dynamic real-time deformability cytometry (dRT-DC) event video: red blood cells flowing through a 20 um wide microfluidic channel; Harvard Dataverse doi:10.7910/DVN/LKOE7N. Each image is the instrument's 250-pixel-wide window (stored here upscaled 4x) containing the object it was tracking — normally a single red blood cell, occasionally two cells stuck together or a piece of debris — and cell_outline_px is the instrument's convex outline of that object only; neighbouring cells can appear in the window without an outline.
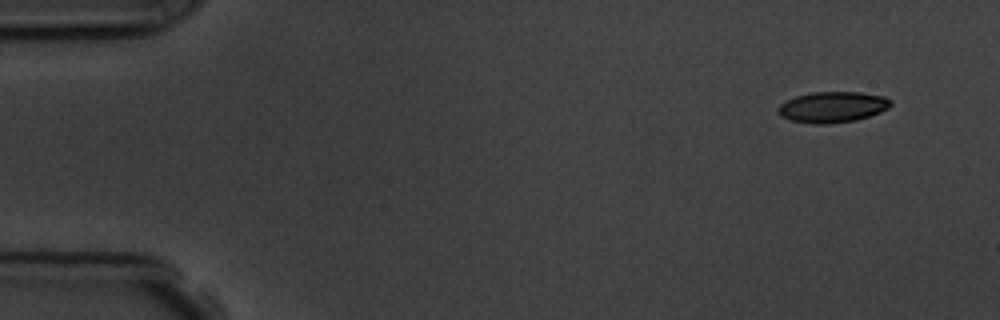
{"species": "common noctule bat (a hibernating species)", "species_latin": "Nyctalus noctula", "temperature_condition": "room temperature", "stored_images_in_passage": 8, "camera_frame_rate_fps": 3000, "um_per_image_px": 0.085, "animal": {"sex": "male", "body_mass_g": 19.5, "forearm_length_mm": 54.6}, "frame": {"image": 1, "passage_image": 1, "time_ms": 0.0, "image_size_px": [1000, 320], "cell_outline_px": [[892, 104], [888, 108], [880, 112], [856, 120], [824, 124], [816, 124], [792, 120], [780, 116], [776, 108], [780, 104], [796, 96], [812, 92], [860, 92], [884, 96], [892, 100]], "centroid_in_image_um": [70.77, 9.09], "position_along_channel_um": 14.2, "area_um2": 20.17}}
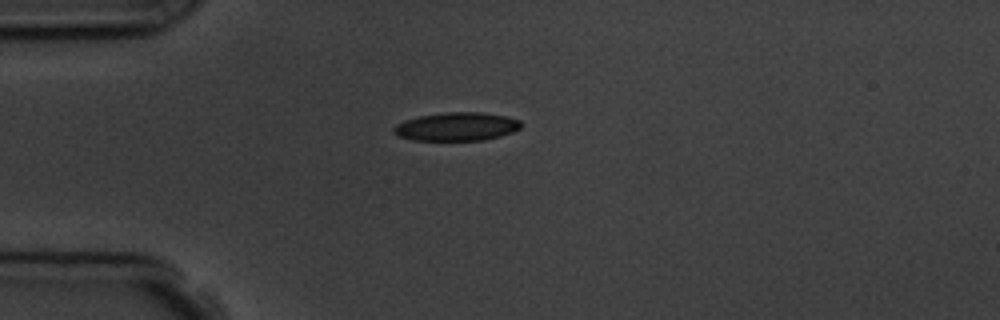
{"frame": {"image": 2, "passage_image": 4, "time_ms": 3.333, "image_size_px": [1000, 320], "cell_outline_px": [[520, 128], [512, 132], [500, 136], [484, 140], [412, 140], [396, 136], [392, 132], [392, 128], [396, 124], [404, 120], [420, 116], [444, 112], [484, 112], [504, 116], [520, 120]], "centroid_in_image_um": [38.76, 10.76], "position_along_channel_um": 46.2, "area_um2": 21.15}}